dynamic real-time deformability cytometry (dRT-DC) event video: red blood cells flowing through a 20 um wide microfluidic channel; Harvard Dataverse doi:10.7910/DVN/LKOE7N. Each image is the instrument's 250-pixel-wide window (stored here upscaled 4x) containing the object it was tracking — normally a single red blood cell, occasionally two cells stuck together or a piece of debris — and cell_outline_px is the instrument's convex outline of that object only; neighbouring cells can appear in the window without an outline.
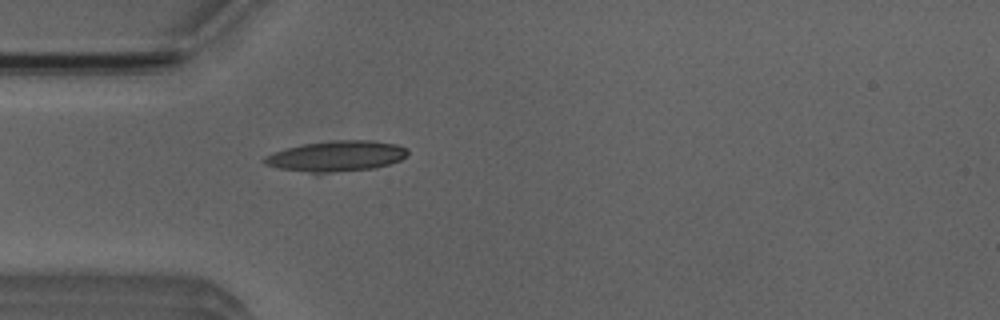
{"species": "Egyptian fruit bat (a non-hibernating species)", "species_latin": "Rousettus aegyptiacus", "temperature_condition": "room temperature", "stored_images_in_passage": 43, "camera_frame_rate_fps": 3000, "um_per_image_px": 0.085, "animal": {"sex": "male"}, "frame": {"image": 1, "passage_image": 5, "time_ms": 1.333, "image_size_px": [1000, 320], "cell_outline_px": [[408, 152], [400, 160], [376, 168], [328, 172], [308, 172], [280, 168], [264, 164], [264, 156], [272, 152], [304, 144], [332, 140], [372, 140], [396, 144], [408, 148]], "centroid_in_image_um": [28.61, 13.25], "position_along_channel_um": 56.4, "area_um2": 25.26}}
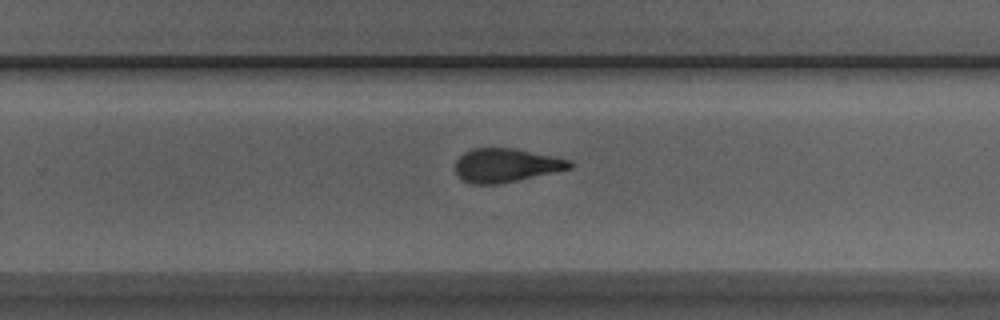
{"frame": {"image": 2, "passage_image": 23, "time_ms": 7.333, "image_size_px": [1000, 320], "cell_outline_px": [[572, 168], [500, 184], [472, 184], [464, 180], [456, 172], [456, 160], [464, 152], [472, 148], [512, 148], [552, 156], [568, 160], [572, 164]], "centroid_in_image_um": [42.98, 14.05], "position_along_channel_um": 286.8, "area_um2": 22.14}}
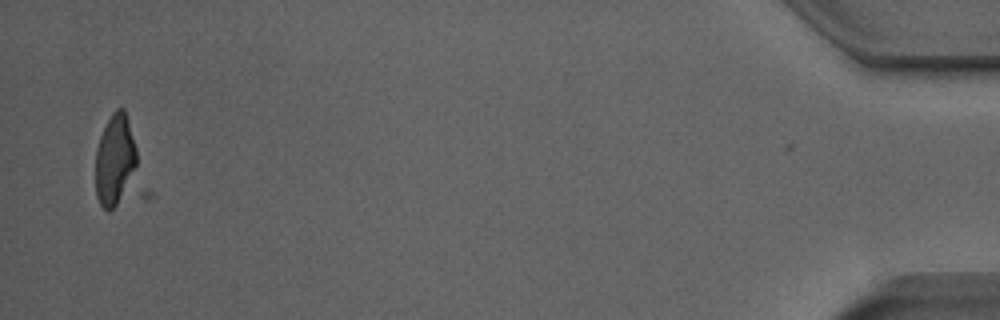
{"frame": {"image": 3, "passage_image": 41, "time_ms": 13.333, "image_size_px": [1000, 320], "cell_outline_px": [[136, 164], [124, 192], [116, 204], [108, 212], [100, 204], [96, 196], [96, 152], [100, 136], [112, 112], [116, 108], [124, 108], [128, 120], [136, 148]], "centroid_in_image_um": [9.74, 13.55], "position_along_channel_um": 425.5, "area_um2": 21.33}, "authors_computed_cell_mechanics": {"area_um2": 23.1778, "velocity_mm_per_s": 3.9029, "shape_relaxation_time_tau1_ms": 5.9616, "shape_relaxation_time_tau2_ms": 2.3849, "deformation_change_tau1": 0.193, "deformation_change_tau2": 0.121}}